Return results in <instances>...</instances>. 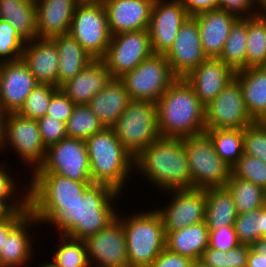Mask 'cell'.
<instances>
[{"label": "cell", "instance_id": "e575fe53", "mask_svg": "<svg viewBox=\"0 0 266 267\" xmlns=\"http://www.w3.org/2000/svg\"><path fill=\"white\" fill-rule=\"evenodd\" d=\"M225 187L231 193L237 214H244L265 205V191L260 186L232 175Z\"/></svg>", "mask_w": 266, "mask_h": 267}, {"label": "cell", "instance_id": "8992f818", "mask_svg": "<svg viewBox=\"0 0 266 267\" xmlns=\"http://www.w3.org/2000/svg\"><path fill=\"white\" fill-rule=\"evenodd\" d=\"M124 148L135 158L160 137L156 103L130 100L112 127Z\"/></svg>", "mask_w": 266, "mask_h": 267}, {"label": "cell", "instance_id": "bcb514c9", "mask_svg": "<svg viewBox=\"0 0 266 267\" xmlns=\"http://www.w3.org/2000/svg\"><path fill=\"white\" fill-rule=\"evenodd\" d=\"M235 226H225L215 230H209V247L216 250L228 251L239 245Z\"/></svg>", "mask_w": 266, "mask_h": 267}, {"label": "cell", "instance_id": "7a4b0ae2", "mask_svg": "<svg viewBox=\"0 0 266 267\" xmlns=\"http://www.w3.org/2000/svg\"><path fill=\"white\" fill-rule=\"evenodd\" d=\"M134 173L148 180L159 196L167 190L192 189L182 138L159 137L135 157Z\"/></svg>", "mask_w": 266, "mask_h": 267}, {"label": "cell", "instance_id": "7c38bea8", "mask_svg": "<svg viewBox=\"0 0 266 267\" xmlns=\"http://www.w3.org/2000/svg\"><path fill=\"white\" fill-rule=\"evenodd\" d=\"M161 194H165L169 201H165L164 207H153L160 214L165 231H176L205 221V189H174Z\"/></svg>", "mask_w": 266, "mask_h": 267}, {"label": "cell", "instance_id": "6f0895ef", "mask_svg": "<svg viewBox=\"0 0 266 267\" xmlns=\"http://www.w3.org/2000/svg\"><path fill=\"white\" fill-rule=\"evenodd\" d=\"M260 236L266 238V206L261 208L260 212Z\"/></svg>", "mask_w": 266, "mask_h": 267}, {"label": "cell", "instance_id": "c3c4849f", "mask_svg": "<svg viewBox=\"0 0 266 267\" xmlns=\"http://www.w3.org/2000/svg\"><path fill=\"white\" fill-rule=\"evenodd\" d=\"M218 9H222L238 18L258 15L256 0H218Z\"/></svg>", "mask_w": 266, "mask_h": 267}, {"label": "cell", "instance_id": "e7e4bbea", "mask_svg": "<svg viewBox=\"0 0 266 267\" xmlns=\"http://www.w3.org/2000/svg\"><path fill=\"white\" fill-rule=\"evenodd\" d=\"M193 267H204V266H202L199 262H196V263L193 265Z\"/></svg>", "mask_w": 266, "mask_h": 267}, {"label": "cell", "instance_id": "3957f363", "mask_svg": "<svg viewBox=\"0 0 266 267\" xmlns=\"http://www.w3.org/2000/svg\"><path fill=\"white\" fill-rule=\"evenodd\" d=\"M160 137L184 138L205 133V106L185 79H177L156 102Z\"/></svg>", "mask_w": 266, "mask_h": 267}, {"label": "cell", "instance_id": "9a60e30c", "mask_svg": "<svg viewBox=\"0 0 266 267\" xmlns=\"http://www.w3.org/2000/svg\"><path fill=\"white\" fill-rule=\"evenodd\" d=\"M253 122L235 78L205 106L206 129H244Z\"/></svg>", "mask_w": 266, "mask_h": 267}, {"label": "cell", "instance_id": "836d02e7", "mask_svg": "<svg viewBox=\"0 0 266 267\" xmlns=\"http://www.w3.org/2000/svg\"><path fill=\"white\" fill-rule=\"evenodd\" d=\"M215 152L232 167L244 154V129H206Z\"/></svg>", "mask_w": 266, "mask_h": 267}, {"label": "cell", "instance_id": "11a10c76", "mask_svg": "<svg viewBox=\"0 0 266 267\" xmlns=\"http://www.w3.org/2000/svg\"><path fill=\"white\" fill-rule=\"evenodd\" d=\"M250 245L239 244L227 251V267H246Z\"/></svg>", "mask_w": 266, "mask_h": 267}, {"label": "cell", "instance_id": "f907efd6", "mask_svg": "<svg viewBox=\"0 0 266 267\" xmlns=\"http://www.w3.org/2000/svg\"><path fill=\"white\" fill-rule=\"evenodd\" d=\"M30 213L29 210L10 212L0 220V251L3 248L4 238Z\"/></svg>", "mask_w": 266, "mask_h": 267}, {"label": "cell", "instance_id": "1f68e13d", "mask_svg": "<svg viewBox=\"0 0 266 267\" xmlns=\"http://www.w3.org/2000/svg\"><path fill=\"white\" fill-rule=\"evenodd\" d=\"M237 210L226 187L206 189L205 222L209 230L234 226Z\"/></svg>", "mask_w": 266, "mask_h": 267}, {"label": "cell", "instance_id": "7bdbcfd3", "mask_svg": "<svg viewBox=\"0 0 266 267\" xmlns=\"http://www.w3.org/2000/svg\"><path fill=\"white\" fill-rule=\"evenodd\" d=\"M260 212L261 208L237 215L234 226L240 244L251 245L262 238L260 236Z\"/></svg>", "mask_w": 266, "mask_h": 267}, {"label": "cell", "instance_id": "4fadbf2b", "mask_svg": "<svg viewBox=\"0 0 266 267\" xmlns=\"http://www.w3.org/2000/svg\"><path fill=\"white\" fill-rule=\"evenodd\" d=\"M28 181V205H74L93 184L53 173H32Z\"/></svg>", "mask_w": 266, "mask_h": 267}, {"label": "cell", "instance_id": "7dc6e473", "mask_svg": "<svg viewBox=\"0 0 266 267\" xmlns=\"http://www.w3.org/2000/svg\"><path fill=\"white\" fill-rule=\"evenodd\" d=\"M74 107L72 100L59 89L51 97L46 115L66 123Z\"/></svg>", "mask_w": 266, "mask_h": 267}, {"label": "cell", "instance_id": "52a82bcc", "mask_svg": "<svg viewBox=\"0 0 266 267\" xmlns=\"http://www.w3.org/2000/svg\"><path fill=\"white\" fill-rule=\"evenodd\" d=\"M187 154L192 188L225 187L231 167L215 152L210 138L204 133L182 138Z\"/></svg>", "mask_w": 266, "mask_h": 267}, {"label": "cell", "instance_id": "44dd1931", "mask_svg": "<svg viewBox=\"0 0 266 267\" xmlns=\"http://www.w3.org/2000/svg\"><path fill=\"white\" fill-rule=\"evenodd\" d=\"M235 71L219 58H207L184 79L204 106L234 79Z\"/></svg>", "mask_w": 266, "mask_h": 267}, {"label": "cell", "instance_id": "f35d334b", "mask_svg": "<svg viewBox=\"0 0 266 267\" xmlns=\"http://www.w3.org/2000/svg\"><path fill=\"white\" fill-rule=\"evenodd\" d=\"M105 127L88 105H75L69 120L66 122V131L69 138L86 140Z\"/></svg>", "mask_w": 266, "mask_h": 267}, {"label": "cell", "instance_id": "8d00e7d4", "mask_svg": "<svg viewBox=\"0 0 266 267\" xmlns=\"http://www.w3.org/2000/svg\"><path fill=\"white\" fill-rule=\"evenodd\" d=\"M266 66V16L247 18L246 68Z\"/></svg>", "mask_w": 266, "mask_h": 267}, {"label": "cell", "instance_id": "ffe728a7", "mask_svg": "<svg viewBox=\"0 0 266 267\" xmlns=\"http://www.w3.org/2000/svg\"><path fill=\"white\" fill-rule=\"evenodd\" d=\"M40 227V222L29 213L4 238L3 248L0 251V267H27L30 264L33 265L31 260L36 258L34 247L36 245L34 244L38 242L35 237H37L36 232H38L37 229ZM33 231H35L34 234Z\"/></svg>", "mask_w": 266, "mask_h": 267}, {"label": "cell", "instance_id": "9f6ffc18", "mask_svg": "<svg viewBox=\"0 0 266 267\" xmlns=\"http://www.w3.org/2000/svg\"><path fill=\"white\" fill-rule=\"evenodd\" d=\"M7 112L0 105V154L2 151L4 139H5V122L7 117Z\"/></svg>", "mask_w": 266, "mask_h": 267}, {"label": "cell", "instance_id": "816d5d0a", "mask_svg": "<svg viewBox=\"0 0 266 267\" xmlns=\"http://www.w3.org/2000/svg\"><path fill=\"white\" fill-rule=\"evenodd\" d=\"M246 267H266V238L250 245Z\"/></svg>", "mask_w": 266, "mask_h": 267}, {"label": "cell", "instance_id": "d6986e66", "mask_svg": "<svg viewBox=\"0 0 266 267\" xmlns=\"http://www.w3.org/2000/svg\"><path fill=\"white\" fill-rule=\"evenodd\" d=\"M38 82L22 60L4 62L0 76V105L7 112H18Z\"/></svg>", "mask_w": 266, "mask_h": 267}, {"label": "cell", "instance_id": "f546056e", "mask_svg": "<svg viewBox=\"0 0 266 267\" xmlns=\"http://www.w3.org/2000/svg\"><path fill=\"white\" fill-rule=\"evenodd\" d=\"M166 232V249L198 262L209 246V229L205 221Z\"/></svg>", "mask_w": 266, "mask_h": 267}, {"label": "cell", "instance_id": "4dcf8cb0", "mask_svg": "<svg viewBox=\"0 0 266 267\" xmlns=\"http://www.w3.org/2000/svg\"><path fill=\"white\" fill-rule=\"evenodd\" d=\"M0 19L9 22L25 41L38 38L35 0H0Z\"/></svg>", "mask_w": 266, "mask_h": 267}, {"label": "cell", "instance_id": "680465c9", "mask_svg": "<svg viewBox=\"0 0 266 267\" xmlns=\"http://www.w3.org/2000/svg\"><path fill=\"white\" fill-rule=\"evenodd\" d=\"M258 15L266 16V0H256Z\"/></svg>", "mask_w": 266, "mask_h": 267}, {"label": "cell", "instance_id": "74e56055", "mask_svg": "<svg viewBox=\"0 0 266 267\" xmlns=\"http://www.w3.org/2000/svg\"><path fill=\"white\" fill-rule=\"evenodd\" d=\"M247 18L232 26L219 59L234 71L246 68Z\"/></svg>", "mask_w": 266, "mask_h": 267}, {"label": "cell", "instance_id": "db71d44e", "mask_svg": "<svg viewBox=\"0 0 266 267\" xmlns=\"http://www.w3.org/2000/svg\"><path fill=\"white\" fill-rule=\"evenodd\" d=\"M187 10L189 16L218 9V0H178Z\"/></svg>", "mask_w": 266, "mask_h": 267}, {"label": "cell", "instance_id": "be15d7a7", "mask_svg": "<svg viewBox=\"0 0 266 267\" xmlns=\"http://www.w3.org/2000/svg\"><path fill=\"white\" fill-rule=\"evenodd\" d=\"M3 65H4V62L2 60H0V76H1V71H2Z\"/></svg>", "mask_w": 266, "mask_h": 267}, {"label": "cell", "instance_id": "ab89813d", "mask_svg": "<svg viewBox=\"0 0 266 267\" xmlns=\"http://www.w3.org/2000/svg\"><path fill=\"white\" fill-rule=\"evenodd\" d=\"M59 90L51 84L38 83L34 90L27 96L24 105L17 112L30 119H39L46 116L51 97Z\"/></svg>", "mask_w": 266, "mask_h": 267}, {"label": "cell", "instance_id": "b9f144b4", "mask_svg": "<svg viewBox=\"0 0 266 267\" xmlns=\"http://www.w3.org/2000/svg\"><path fill=\"white\" fill-rule=\"evenodd\" d=\"M25 44L26 41L13 26L0 19V60L10 62L22 59Z\"/></svg>", "mask_w": 266, "mask_h": 267}, {"label": "cell", "instance_id": "d590c367", "mask_svg": "<svg viewBox=\"0 0 266 267\" xmlns=\"http://www.w3.org/2000/svg\"><path fill=\"white\" fill-rule=\"evenodd\" d=\"M58 243L50 261L56 267H91L84 239L58 234Z\"/></svg>", "mask_w": 266, "mask_h": 267}, {"label": "cell", "instance_id": "2e32d148", "mask_svg": "<svg viewBox=\"0 0 266 267\" xmlns=\"http://www.w3.org/2000/svg\"><path fill=\"white\" fill-rule=\"evenodd\" d=\"M85 243L91 267H129L125 230L118 217Z\"/></svg>", "mask_w": 266, "mask_h": 267}, {"label": "cell", "instance_id": "f5cc1de1", "mask_svg": "<svg viewBox=\"0 0 266 267\" xmlns=\"http://www.w3.org/2000/svg\"><path fill=\"white\" fill-rule=\"evenodd\" d=\"M198 262L204 267H227V252L208 246Z\"/></svg>", "mask_w": 266, "mask_h": 267}, {"label": "cell", "instance_id": "83f0119b", "mask_svg": "<svg viewBox=\"0 0 266 267\" xmlns=\"http://www.w3.org/2000/svg\"><path fill=\"white\" fill-rule=\"evenodd\" d=\"M243 94L246 110L253 121L266 114V66L247 67L235 71Z\"/></svg>", "mask_w": 266, "mask_h": 267}, {"label": "cell", "instance_id": "91938a15", "mask_svg": "<svg viewBox=\"0 0 266 267\" xmlns=\"http://www.w3.org/2000/svg\"><path fill=\"white\" fill-rule=\"evenodd\" d=\"M10 212L0 203V220L5 218Z\"/></svg>", "mask_w": 266, "mask_h": 267}, {"label": "cell", "instance_id": "ee69618b", "mask_svg": "<svg viewBox=\"0 0 266 267\" xmlns=\"http://www.w3.org/2000/svg\"><path fill=\"white\" fill-rule=\"evenodd\" d=\"M244 154L266 163V130L254 121L244 128Z\"/></svg>", "mask_w": 266, "mask_h": 267}, {"label": "cell", "instance_id": "484cf974", "mask_svg": "<svg viewBox=\"0 0 266 267\" xmlns=\"http://www.w3.org/2000/svg\"><path fill=\"white\" fill-rule=\"evenodd\" d=\"M22 60L38 83L57 87L59 53L51 39L36 38L26 41Z\"/></svg>", "mask_w": 266, "mask_h": 267}, {"label": "cell", "instance_id": "681fc988", "mask_svg": "<svg viewBox=\"0 0 266 267\" xmlns=\"http://www.w3.org/2000/svg\"><path fill=\"white\" fill-rule=\"evenodd\" d=\"M196 261L164 249L150 267H193Z\"/></svg>", "mask_w": 266, "mask_h": 267}, {"label": "cell", "instance_id": "603a6c76", "mask_svg": "<svg viewBox=\"0 0 266 267\" xmlns=\"http://www.w3.org/2000/svg\"><path fill=\"white\" fill-rule=\"evenodd\" d=\"M82 0H35L38 38L68 34L77 5Z\"/></svg>", "mask_w": 266, "mask_h": 267}, {"label": "cell", "instance_id": "d4e9b609", "mask_svg": "<svg viewBox=\"0 0 266 267\" xmlns=\"http://www.w3.org/2000/svg\"><path fill=\"white\" fill-rule=\"evenodd\" d=\"M112 79L107 65L102 59H95L75 77L64 83L59 89L75 105H88L100 90Z\"/></svg>", "mask_w": 266, "mask_h": 267}, {"label": "cell", "instance_id": "f1b7e54d", "mask_svg": "<svg viewBox=\"0 0 266 267\" xmlns=\"http://www.w3.org/2000/svg\"><path fill=\"white\" fill-rule=\"evenodd\" d=\"M59 53L57 87L75 77L95 59L69 33L51 38Z\"/></svg>", "mask_w": 266, "mask_h": 267}, {"label": "cell", "instance_id": "03108f58", "mask_svg": "<svg viewBox=\"0 0 266 267\" xmlns=\"http://www.w3.org/2000/svg\"><path fill=\"white\" fill-rule=\"evenodd\" d=\"M86 1H91V2H104L105 0H86Z\"/></svg>", "mask_w": 266, "mask_h": 267}, {"label": "cell", "instance_id": "4316f807", "mask_svg": "<svg viewBox=\"0 0 266 267\" xmlns=\"http://www.w3.org/2000/svg\"><path fill=\"white\" fill-rule=\"evenodd\" d=\"M124 83L112 78L109 83L91 98L88 106L105 128H112L130 102Z\"/></svg>", "mask_w": 266, "mask_h": 267}, {"label": "cell", "instance_id": "277c9868", "mask_svg": "<svg viewBox=\"0 0 266 267\" xmlns=\"http://www.w3.org/2000/svg\"><path fill=\"white\" fill-rule=\"evenodd\" d=\"M85 142L92 183L108 185L124 194L126 185L130 184L129 180L135 175V158L124 148L114 129L104 128Z\"/></svg>", "mask_w": 266, "mask_h": 267}, {"label": "cell", "instance_id": "d6a6232c", "mask_svg": "<svg viewBox=\"0 0 266 267\" xmlns=\"http://www.w3.org/2000/svg\"><path fill=\"white\" fill-rule=\"evenodd\" d=\"M5 160L0 161V203L9 211L29 210L28 207V177L22 180L12 172ZM3 163V164H2ZM12 172V173H11ZM18 176V177H15ZM16 178V179H15ZM17 179L20 181L18 184ZM23 181H25L23 183ZM24 184V185H23ZM22 185V187H21ZM21 189V191H20Z\"/></svg>", "mask_w": 266, "mask_h": 267}, {"label": "cell", "instance_id": "30bf717a", "mask_svg": "<svg viewBox=\"0 0 266 267\" xmlns=\"http://www.w3.org/2000/svg\"><path fill=\"white\" fill-rule=\"evenodd\" d=\"M119 79L124 83L131 100H148L155 103L177 80L166 56L155 53Z\"/></svg>", "mask_w": 266, "mask_h": 267}, {"label": "cell", "instance_id": "e0dca14e", "mask_svg": "<svg viewBox=\"0 0 266 267\" xmlns=\"http://www.w3.org/2000/svg\"><path fill=\"white\" fill-rule=\"evenodd\" d=\"M188 17L178 0L154 1L148 28L153 53L165 55L169 51Z\"/></svg>", "mask_w": 266, "mask_h": 267}, {"label": "cell", "instance_id": "f6af8a7d", "mask_svg": "<svg viewBox=\"0 0 266 267\" xmlns=\"http://www.w3.org/2000/svg\"><path fill=\"white\" fill-rule=\"evenodd\" d=\"M37 122L39 125L41 139L46 149L68 137L65 122L59 121L47 115L37 119Z\"/></svg>", "mask_w": 266, "mask_h": 267}, {"label": "cell", "instance_id": "9c48e42d", "mask_svg": "<svg viewBox=\"0 0 266 267\" xmlns=\"http://www.w3.org/2000/svg\"><path fill=\"white\" fill-rule=\"evenodd\" d=\"M69 34L94 59H103L112 36L103 2L82 0L74 12Z\"/></svg>", "mask_w": 266, "mask_h": 267}, {"label": "cell", "instance_id": "60d3db41", "mask_svg": "<svg viewBox=\"0 0 266 267\" xmlns=\"http://www.w3.org/2000/svg\"><path fill=\"white\" fill-rule=\"evenodd\" d=\"M231 175L250 181L266 190V163L259 158L243 154L231 167Z\"/></svg>", "mask_w": 266, "mask_h": 267}, {"label": "cell", "instance_id": "5bb4252c", "mask_svg": "<svg viewBox=\"0 0 266 267\" xmlns=\"http://www.w3.org/2000/svg\"><path fill=\"white\" fill-rule=\"evenodd\" d=\"M152 54L149 30L145 29L112 35L102 60L112 78H121Z\"/></svg>", "mask_w": 266, "mask_h": 267}, {"label": "cell", "instance_id": "6da1fadb", "mask_svg": "<svg viewBox=\"0 0 266 267\" xmlns=\"http://www.w3.org/2000/svg\"><path fill=\"white\" fill-rule=\"evenodd\" d=\"M121 194L104 184H92L74 205H28L30 213L57 234L86 239L104 229L119 211ZM119 200V202H118ZM119 206V207H116ZM51 225V226H50Z\"/></svg>", "mask_w": 266, "mask_h": 267}, {"label": "cell", "instance_id": "ac0fdd59", "mask_svg": "<svg viewBox=\"0 0 266 267\" xmlns=\"http://www.w3.org/2000/svg\"><path fill=\"white\" fill-rule=\"evenodd\" d=\"M165 56L177 79H184L207 59L202 48L198 23L193 16H189L179 28L176 39Z\"/></svg>", "mask_w": 266, "mask_h": 267}, {"label": "cell", "instance_id": "94428289", "mask_svg": "<svg viewBox=\"0 0 266 267\" xmlns=\"http://www.w3.org/2000/svg\"><path fill=\"white\" fill-rule=\"evenodd\" d=\"M47 262H43L41 264H37L36 266L33 267H56L51 261L46 260Z\"/></svg>", "mask_w": 266, "mask_h": 267}, {"label": "cell", "instance_id": "7402d4cb", "mask_svg": "<svg viewBox=\"0 0 266 267\" xmlns=\"http://www.w3.org/2000/svg\"><path fill=\"white\" fill-rule=\"evenodd\" d=\"M155 0H105L111 35L149 28Z\"/></svg>", "mask_w": 266, "mask_h": 267}, {"label": "cell", "instance_id": "cb8c5ba5", "mask_svg": "<svg viewBox=\"0 0 266 267\" xmlns=\"http://www.w3.org/2000/svg\"><path fill=\"white\" fill-rule=\"evenodd\" d=\"M199 27L202 48L207 58H219L234 23L239 19L222 9L193 16Z\"/></svg>", "mask_w": 266, "mask_h": 267}, {"label": "cell", "instance_id": "8fae6325", "mask_svg": "<svg viewBox=\"0 0 266 267\" xmlns=\"http://www.w3.org/2000/svg\"><path fill=\"white\" fill-rule=\"evenodd\" d=\"M33 173H53L75 181H92L86 142L66 137L49 146L44 162Z\"/></svg>", "mask_w": 266, "mask_h": 267}, {"label": "cell", "instance_id": "5b68a950", "mask_svg": "<svg viewBox=\"0 0 266 267\" xmlns=\"http://www.w3.org/2000/svg\"><path fill=\"white\" fill-rule=\"evenodd\" d=\"M128 214L119 208L117 217L125 230L129 267H150L166 248V232L160 214L153 206ZM147 209V211H146ZM145 210V211H144ZM121 211V212H120ZM122 213V214H121ZM128 215V216H127Z\"/></svg>", "mask_w": 266, "mask_h": 267}, {"label": "cell", "instance_id": "ba28073f", "mask_svg": "<svg viewBox=\"0 0 266 267\" xmlns=\"http://www.w3.org/2000/svg\"><path fill=\"white\" fill-rule=\"evenodd\" d=\"M10 150L14 153L12 155L19 159L18 163L22 164V167L26 165L24 171H27L29 176L42 165L46 147L43 145L36 119L26 118L17 112L7 114L1 153L8 154Z\"/></svg>", "mask_w": 266, "mask_h": 267}, {"label": "cell", "instance_id": "6125c7cd", "mask_svg": "<svg viewBox=\"0 0 266 267\" xmlns=\"http://www.w3.org/2000/svg\"><path fill=\"white\" fill-rule=\"evenodd\" d=\"M258 122L266 130V114Z\"/></svg>", "mask_w": 266, "mask_h": 267}]
</instances>
